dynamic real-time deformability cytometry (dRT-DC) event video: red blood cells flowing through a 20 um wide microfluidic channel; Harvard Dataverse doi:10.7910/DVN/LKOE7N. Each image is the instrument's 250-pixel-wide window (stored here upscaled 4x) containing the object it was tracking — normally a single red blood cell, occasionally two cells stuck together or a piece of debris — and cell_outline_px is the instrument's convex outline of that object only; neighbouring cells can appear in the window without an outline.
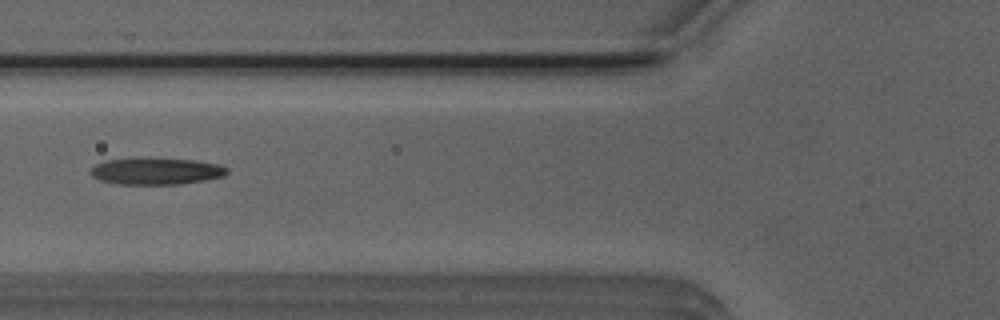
{"species": "Egyptian fruit bat (a non-hibernating species)", "species_latin": "Rousettus aegyptiacus", "temperature_condition": "room temperature", "stored_images_in_passage": 3, "camera_frame_rate_fps": 3000, "um_per_image_px": 0.085, "animal": {"sex": "male"}, "frame": {"image": 1, "passage_image": 3, "time_ms": 2.333, "image_size_px": [1000, 320], "cell_outline_px": [[228, 172], [224, 176], [204, 180], [180, 184], [116, 184], [100, 180], [92, 176], [92, 168], [96, 164], [108, 160], [196, 160], [220, 164], [228, 168]], "centroid_in_image_um": [13.34, 14.58], "position_along_channel_um": 112.5, "area_um2": 20.46}}